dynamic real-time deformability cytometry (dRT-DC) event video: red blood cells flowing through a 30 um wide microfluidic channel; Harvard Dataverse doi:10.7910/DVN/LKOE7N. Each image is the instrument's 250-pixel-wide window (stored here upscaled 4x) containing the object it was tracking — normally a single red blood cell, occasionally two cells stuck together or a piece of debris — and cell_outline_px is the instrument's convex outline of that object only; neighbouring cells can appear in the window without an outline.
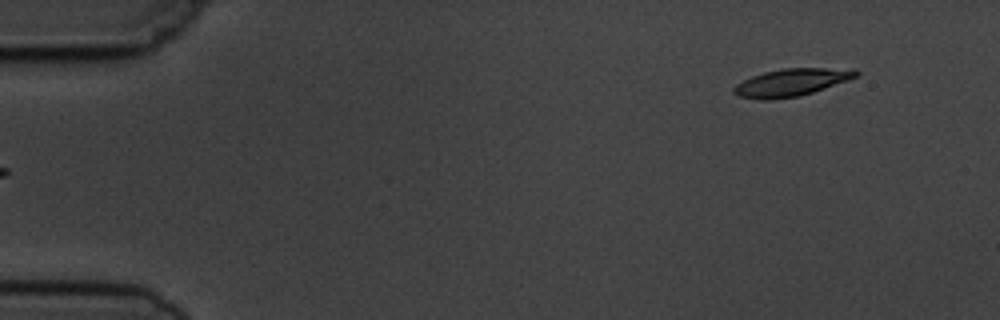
{"species": "common noctule bat (a hibernating species)", "species_latin": "Nyctalus noctula", "temperature_condition": "cold", "stored_images_in_passage": 6, "segment_of_instrument_passage": [2, 2], "camera_frame_rate_fps": 3000, "um_per_image_px": 0.085, "animal": {"sex": "male", "body_mass_g": 19.5, "forearm_length_mm": 54.6}, "frame": {"image": 1, "passage_image": 6, "time_ms": 5.667, "image_size_px": [1000, 320], "cell_outline_px": [[860, 72], [856, 76], [848, 80], [800, 96], [772, 100], [760, 100], [740, 96], [732, 92], [732, 88], [736, 84], [752, 76], [764, 72], [784, 68], [824, 68]], "centroid_in_image_um": [67.16, 7.03], "position_along_channel_um": 17.8, "area_um2": 19.13}}